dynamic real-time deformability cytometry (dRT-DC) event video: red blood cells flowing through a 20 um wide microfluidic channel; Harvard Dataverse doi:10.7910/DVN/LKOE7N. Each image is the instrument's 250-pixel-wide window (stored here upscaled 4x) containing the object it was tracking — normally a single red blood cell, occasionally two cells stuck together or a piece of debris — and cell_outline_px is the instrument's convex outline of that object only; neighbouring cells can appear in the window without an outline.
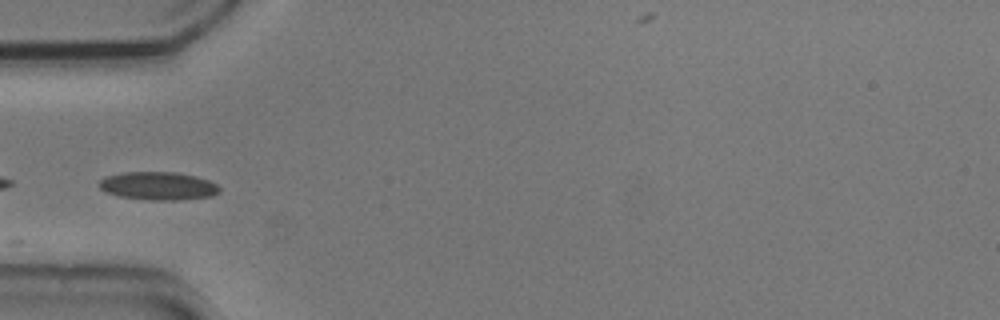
{"species": "common noctule bat (a hibernating species)", "species_latin": "Nyctalus noctula", "temperature_condition": "cold", "stored_images_in_passage": 17, "camera_frame_rate_fps": 3000, "um_per_image_px": 0.085, "animal": {"sex": "male", "body_mass_g": 20.5, "forearm_length_mm": 52.5}, "frame": {"image": 1, "passage_image": 1, "time_ms": 0.0, "image_size_px": [1000, 320], "cell_outline_px": [[220, 192], [212, 196], [176, 200], [148, 200], [120, 196], [108, 192], [100, 188], [100, 180], [108, 176], [124, 172], [176, 172], [196, 176], [208, 180], [216, 184], [220, 188]], "centroid_in_image_um": [13.49, 15.8], "position_along_channel_um": 71.5, "area_um2": 19.54}}